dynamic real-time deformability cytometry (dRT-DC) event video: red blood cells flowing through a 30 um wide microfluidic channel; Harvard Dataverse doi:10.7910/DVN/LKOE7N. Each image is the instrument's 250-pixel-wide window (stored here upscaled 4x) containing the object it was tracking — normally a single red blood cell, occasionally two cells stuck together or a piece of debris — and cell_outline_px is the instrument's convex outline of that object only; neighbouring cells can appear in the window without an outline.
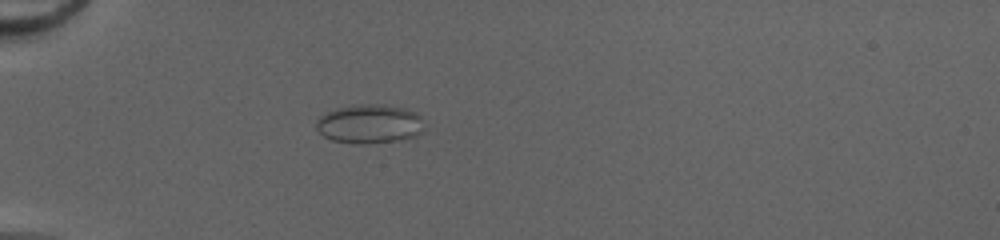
{"species": "common noctule bat (a hibernating species)", "species_latin": "Nyctalus noctula", "temperature_condition": "cold", "stored_images_in_passage": 43, "camera_frame_rate_fps": 3000, "um_per_image_px": 0.085, "animal": {"sex": "female", "body_mass_g": 20.0, "forearm_length_mm": 54.0}, "frame": {"image": 1, "passage_image": 9, "time_ms": 2.667, "image_size_px": [1000, 240], "cell_outline_px": [[420, 132], [416, 136], [396, 140], [364, 144], [352, 144], [332, 140], [324, 136], [316, 128], [316, 120], [324, 112], [336, 108], [352, 104], [384, 104], [404, 108], [416, 112], [420, 116]], "centroid_in_image_um": [31.33, 10.51], "position_along_channel_um": 53.7, "area_um2": 24.57}}
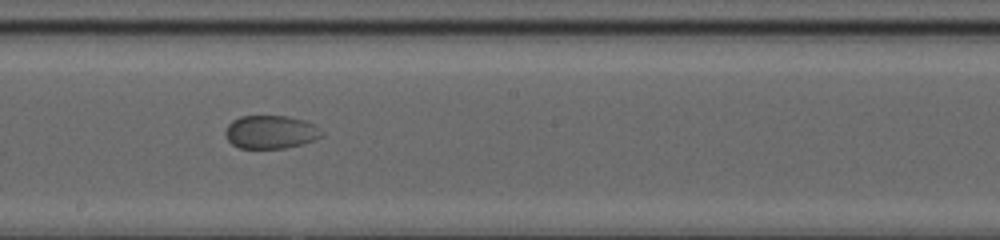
{"frame": {"image": 2, "passage_image": 23, "time_ms": 7.333, "image_size_px": [1000, 240], "cell_outline_px": [[324, 136], [304, 144], [284, 148], [240, 148], [232, 144], [228, 140], [224, 132], [228, 124], [232, 120], [240, 116], [288, 116], [304, 120], [312, 124], [324, 132]], "centroid_in_image_um": [23.01, 11.22], "position_along_channel_um": 225.2, "area_um2": 18.79}}
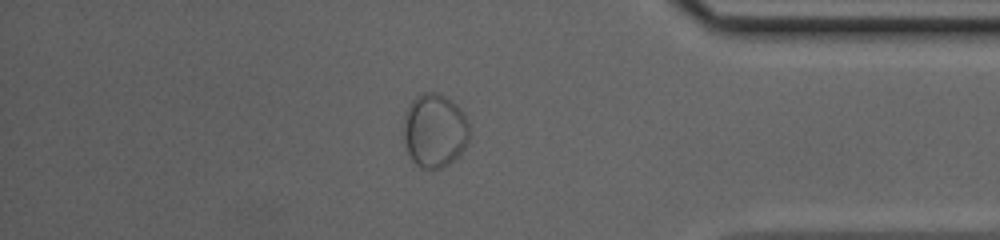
{"frame": {"image": 3, "passage_image": 37, "time_ms": 12.0, "image_size_px": [1000, 240], "cell_outline_px": [[468, 144], [460, 156], [448, 164], [440, 168], [420, 168], [412, 160], [408, 152], [404, 140], [404, 116], [412, 100], [420, 92], [436, 92], [452, 100], [460, 108], [468, 120]], "centroid_in_image_um": [36.96, 11.09], "position_along_channel_um": 398.2, "area_um2": 28.5}}